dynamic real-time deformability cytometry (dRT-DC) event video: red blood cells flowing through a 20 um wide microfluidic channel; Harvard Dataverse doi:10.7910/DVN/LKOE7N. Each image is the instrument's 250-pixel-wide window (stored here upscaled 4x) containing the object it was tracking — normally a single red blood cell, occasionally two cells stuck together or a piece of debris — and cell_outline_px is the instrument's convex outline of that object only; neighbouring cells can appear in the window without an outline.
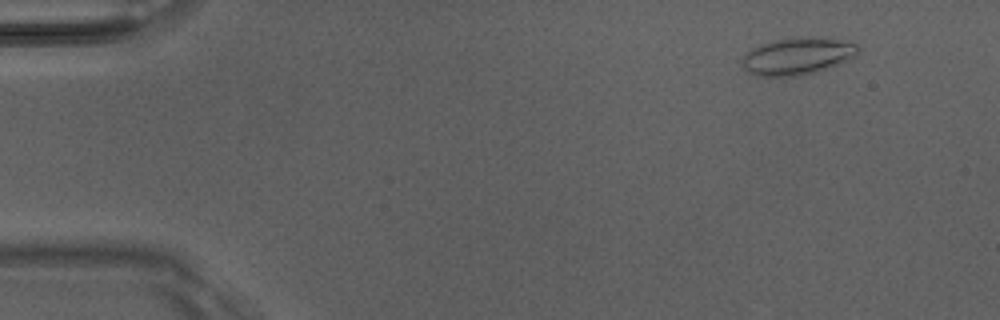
{"species": "Egyptian fruit bat (a non-hibernating species)", "species_latin": "Rousettus aegyptiacus", "temperature_condition": "room temperature", "stored_images_in_passage": 47, "camera_frame_rate_fps": 3000, "um_per_image_px": 0.085, "animal": {"sex": "male"}, "frame": {"image": 1, "passage_image": 1, "time_ms": 0.0, "image_size_px": [1000, 320], "cell_outline_px": [[860, 52], [856, 56], [840, 64], [816, 72], [796, 76], [756, 76], [748, 72], [740, 64], [740, 60], [748, 52], [760, 44], [776, 40], [800, 36], [812, 36], [840, 40], [856, 44], [860, 48]], "centroid_in_image_um": [67.8, 4.77], "position_along_channel_um": 17.2, "area_um2": 25.32}}
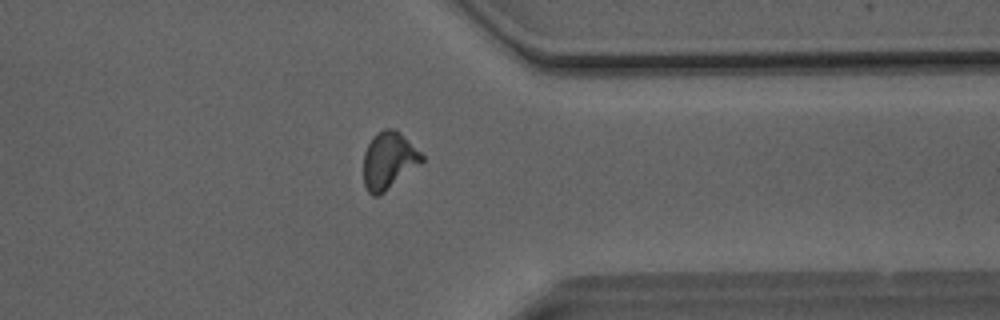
{"frame": {"image": 2, "passage_image": 36, "time_ms": 11.667, "image_size_px": [1000, 320], "cell_outline_px": [[424, 160], [420, 164], [380, 196], [372, 196], [368, 192], [364, 184], [364, 152], [372, 136], [384, 128], [396, 128], [424, 156]], "centroid_in_image_um": [33.03, 13.64], "position_along_channel_um": 378.4, "area_um2": 19.48}}
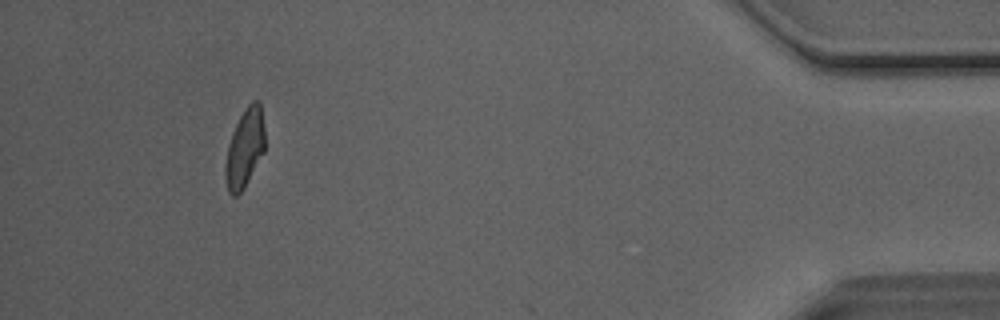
{"frame": {"image": 3, "passage_image": 43, "time_ms": 14.0, "image_size_px": [1000, 320], "cell_outline_px": [[264, 152], [244, 188], [236, 196], [232, 196], [228, 192], [224, 176], [224, 168], [228, 144], [232, 132], [240, 116], [248, 104], [252, 100], [260, 100], [264, 128]], "centroid_in_image_um": [20.79, 12.6], "position_along_channel_um": 414.4, "area_um2": 18.21}, "authors_computed_cell_mechanics": {"area_um2": 18.9584, "velocity_mm_per_s": 4.0819, "shape_relaxation_time_tau1_ms": 4.7962, "shape_relaxation_time_tau2_ms": 1.6639, "deformation_change_tau1": 0.1451, "deformation_change_tau2": 0.0832}}